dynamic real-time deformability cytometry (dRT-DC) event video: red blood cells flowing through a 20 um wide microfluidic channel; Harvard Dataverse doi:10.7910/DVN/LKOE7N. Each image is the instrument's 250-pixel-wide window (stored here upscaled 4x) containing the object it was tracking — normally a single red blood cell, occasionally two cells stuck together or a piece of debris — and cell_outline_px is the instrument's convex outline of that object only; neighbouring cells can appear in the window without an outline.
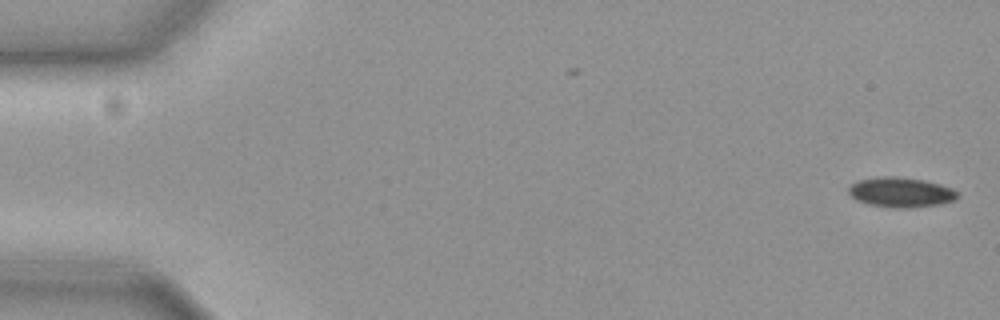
{"species": "common noctule bat (a hibernating species)", "species_latin": "Nyctalus noctula", "temperature_condition": "cold", "stored_images_in_passage": 57, "camera_frame_rate_fps": 3000, "um_per_image_px": 0.085, "animal": {"sex": "female", "body_mass_g": 19.3, "forearm_length_mm": 54.1}, "frame": {"image": 1, "passage_image": 1, "time_ms": 0.0, "image_size_px": [1000, 320], "cell_outline_px": [[956, 196], [952, 200], [940, 204], [912, 208], [892, 208], [868, 204], [856, 200], [848, 192], [848, 188], [852, 184], [860, 180], [880, 176], [896, 176], [924, 180], [940, 184], [952, 188], [956, 192]], "centroid_in_image_um": [76.54, 16.34], "position_along_channel_um": 8.5, "area_um2": 18.9}}
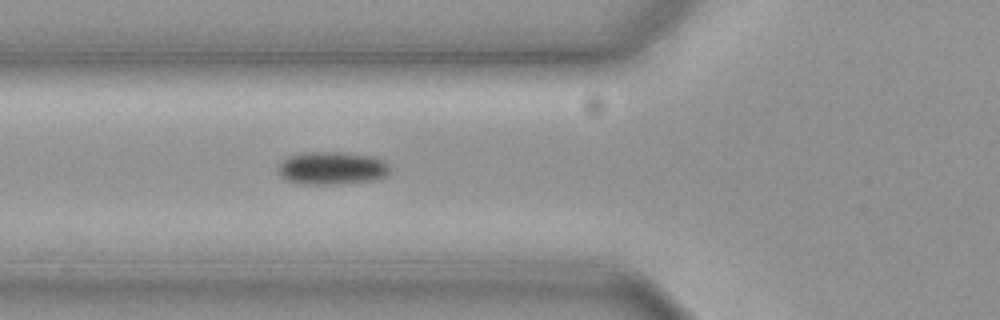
{"frame": {"image": 2, "passage_image": 21, "time_ms": 6.667, "image_size_px": [1000, 320], "cell_outline_px": [[388, 172], [384, 176], [376, 180], [340, 184], [300, 184], [284, 180], [276, 172], [276, 168], [288, 156], [312, 152], [340, 152], [372, 156], [384, 160], [388, 164]], "centroid_in_image_um": [28.17, 14.31], "position_along_channel_um": 97.6, "area_um2": 21.56}}
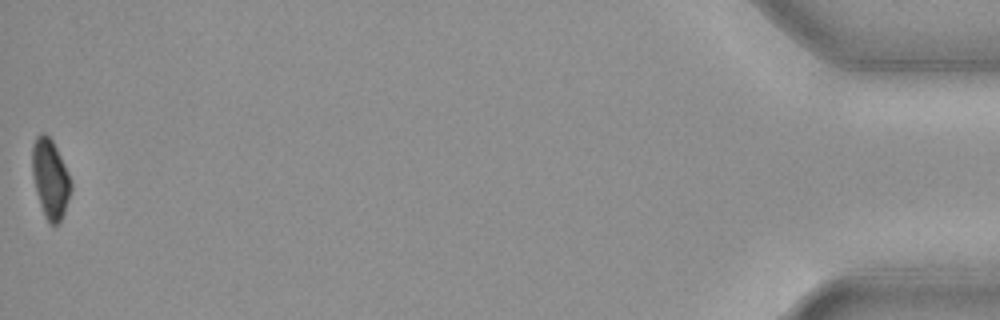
{"frame": {"image": 3, "passage_image": 57, "time_ms": 18.667, "image_size_px": [1000, 320], "cell_outline_px": [[72, 188], [64, 212], [60, 220], [56, 224], [48, 224], [44, 216], [36, 192], [32, 172], [32, 148], [36, 136], [40, 132], [44, 132], [52, 140], [68, 172], [72, 184]], "centroid_in_image_um": [4.26, 15.18], "position_along_channel_um": 430.9, "area_um2": 17.74}, "authors_computed_cell_mechanics": {"area_um2": 19.5942, "velocity_mm_per_s": 3.6387, "shape_relaxation_time_tau1_ms": 7.6612, "shape_relaxation_time_tau2_ms": null, "deformation_change_tau1": 0.0952, "deformation_change_tau2": null}}